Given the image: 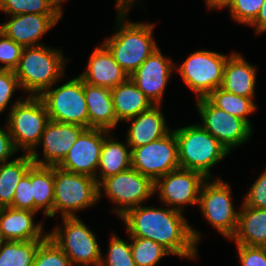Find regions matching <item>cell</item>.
Here are the masks:
<instances>
[{"label": "cell", "instance_id": "cell-23", "mask_svg": "<svg viewBox=\"0 0 266 266\" xmlns=\"http://www.w3.org/2000/svg\"><path fill=\"white\" fill-rule=\"evenodd\" d=\"M255 68L239 53L230 54L224 67L221 88L227 92L253 99L256 83Z\"/></svg>", "mask_w": 266, "mask_h": 266}, {"label": "cell", "instance_id": "cell-3", "mask_svg": "<svg viewBox=\"0 0 266 266\" xmlns=\"http://www.w3.org/2000/svg\"><path fill=\"white\" fill-rule=\"evenodd\" d=\"M65 59L62 52L45 45L24 47L14 70L22 90L40 96L63 78Z\"/></svg>", "mask_w": 266, "mask_h": 266}, {"label": "cell", "instance_id": "cell-11", "mask_svg": "<svg viewBox=\"0 0 266 266\" xmlns=\"http://www.w3.org/2000/svg\"><path fill=\"white\" fill-rule=\"evenodd\" d=\"M101 188L104 189L106 196L118 205L113 211L119 217L155 194L154 182L132 167L101 181L99 197L102 196Z\"/></svg>", "mask_w": 266, "mask_h": 266}, {"label": "cell", "instance_id": "cell-29", "mask_svg": "<svg viewBox=\"0 0 266 266\" xmlns=\"http://www.w3.org/2000/svg\"><path fill=\"white\" fill-rule=\"evenodd\" d=\"M206 98L217 108L243 119L252 128L247 115L256 109L253 99L227 92L221 87L212 91Z\"/></svg>", "mask_w": 266, "mask_h": 266}, {"label": "cell", "instance_id": "cell-17", "mask_svg": "<svg viewBox=\"0 0 266 266\" xmlns=\"http://www.w3.org/2000/svg\"><path fill=\"white\" fill-rule=\"evenodd\" d=\"M173 61L162 55L159 48L130 75L135 85L154 105H162L169 77L174 71Z\"/></svg>", "mask_w": 266, "mask_h": 266}, {"label": "cell", "instance_id": "cell-26", "mask_svg": "<svg viewBox=\"0 0 266 266\" xmlns=\"http://www.w3.org/2000/svg\"><path fill=\"white\" fill-rule=\"evenodd\" d=\"M109 134L110 132L105 135L101 150L100 162L98 166L100 173H98L95 178L98 184L101 183V179L103 181L109 176L116 175L132 167L131 150H129L130 146L128 144L124 145V143L122 144L121 142L113 140V137H111Z\"/></svg>", "mask_w": 266, "mask_h": 266}, {"label": "cell", "instance_id": "cell-18", "mask_svg": "<svg viewBox=\"0 0 266 266\" xmlns=\"http://www.w3.org/2000/svg\"><path fill=\"white\" fill-rule=\"evenodd\" d=\"M62 14H20L12 15L11 20L0 24V31L23 47L43 45L41 36L54 27Z\"/></svg>", "mask_w": 266, "mask_h": 266}, {"label": "cell", "instance_id": "cell-19", "mask_svg": "<svg viewBox=\"0 0 266 266\" xmlns=\"http://www.w3.org/2000/svg\"><path fill=\"white\" fill-rule=\"evenodd\" d=\"M79 77L88 84L110 90L129 78L103 44L95 48L85 72Z\"/></svg>", "mask_w": 266, "mask_h": 266}, {"label": "cell", "instance_id": "cell-45", "mask_svg": "<svg viewBox=\"0 0 266 266\" xmlns=\"http://www.w3.org/2000/svg\"><path fill=\"white\" fill-rule=\"evenodd\" d=\"M4 242H5V240L2 237V234L0 233V248L2 247V245H3Z\"/></svg>", "mask_w": 266, "mask_h": 266}, {"label": "cell", "instance_id": "cell-13", "mask_svg": "<svg viewBox=\"0 0 266 266\" xmlns=\"http://www.w3.org/2000/svg\"><path fill=\"white\" fill-rule=\"evenodd\" d=\"M201 126L217 139L229 152L248 141L252 128L238 117L214 106L206 97L197 99Z\"/></svg>", "mask_w": 266, "mask_h": 266}, {"label": "cell", "instance_id": "cell-20", "mask_svg": "<svg viewBox=\"0 0 266 266\" xmlns=\"http://www.w3.org/2000/svg\"><path fill=\"white\" fill-rule=\"evenodd\" d=\"M35 214L36 212L12 207L0 208V233L4 240H45L48 234H42L44 231L42 223L34 224Z\"/></svg>", "mask_w": 266, "mask_h": 266}, {"label": "cell", "instance_id": "cell-43", "mask_svg": "<svg viewBox=\"0 0 266 266\" xmlns=\"http://www.w3.org/2000/svg\"><path fill=\"white\" fill-rule=\"evenodd\" d=\"M136 0H116L117 12L127 13L133 6Z\"/></svg>", "mask_w": 266, "mask_h": 266}, {"label": "cell", "instance_id": "cell-1", "mask_svg": "<svg viewBox=\"0 0 266 266\" xmlns=\"http://www.w3.org/2000/svg\"><path fill=\"white\" fill-rule=\"evenodd\" d=\"M120 218L130 237L153 240L181 258L197 257L201 233L189 226L181 211L139 205Z\"/></svg>", "mask_w": 266, "mask_h": 266}, {"label": "cell", "instance_id": "cell-16", "mask_svg": "<svg viewBox=\"0 0 266 266\" xmlns=\"http://www.w3.org/2000/svg\"><path fill=\"white\" fill-rule=\"evenodd\" d=\"M85 129L83 126L50 120L38 144H43L45 158L40 160L37 151H32V161L40 166H57Z\"/></svg>", "mask_w": 266, "mask_h": 266}, {"label": "cell", "instance_id": "cell-5", "mask_svg": "<svg viewBox=\"0 0 266 266\" xmlns=\"http://www.w3.org/2000/svg\"><path fill=\"white\" fill-rule=\"evenodd\" d=\"M7 120L15 149L27 154L36 150L47 123L50 121L46 107L39 96L17 99L11 105Z\"/></svg>", "mask_w": 266, "mask_h": 266}, {"label": "cell", "instance_id": "cell-39", "mask_svg": "<svg viewBox=\"0 0 266 266\" xmlns=\"http://www.w3.org/2000/svg\"><path fill=\"white\" fill-rule=\"evenodd\" d=\"M236 245L242 266H266V247Z\"/></svg>", "mask_w": 266, "mask_h": 266}, {"label": "cell", "instance_id": "cell-21", "mask_svg": "<svg viewBox=\"0 0 266 266\" xmlns=\"http://www.w3.org/2000/svg\"><path fill=\"white\" fill-rule=\"evenodd\" d=\"M126 121H132L127 130L126 142L130 150L156 141L170 132L160 105H154L151 109Z\"/></svg>", "mask_w": 266, "mask_h": 266}, {"label": "cell", "instance_id": "cell-15", "mask_svg": "<svg viewBox=\"0 0 266 266\" xmlns=\"http://www.w3.org/2000/svg\"><path fill=\"white\" fill-rule=\"evenodd\" d=\"M110 132L98 128H86L57 165L59 168L96 178L104 137Z\"/></svg>", "mask_w": 266, "mask_h": 266}, {"label": "cell", "instance_id": "cell-9", "mask_svg": "<svg viewBox=\"0 0 266 266\" xmlns=\"http://www.w3.org/2000/svg\"><path fill=\"white\" fill-rule=\"evenodd\" d=\"M227 59L228 56L214 51L199 50L191 53L176 69L197 98H202L221 87Z\"/></svg>", "mask_w": 266, "mask_h": 266}, {"label": "cell", "instance_id": "cell-4", "mask_svg": "<svg viewBox=\"0 0 266 266\" xmlns=\"http://www.w3.org/2000/svg\"><path fill=\"white\" fill-rule=\"evenodd\" d=\"M178 142L180 168L202 173L211 179L210 169L229 151L201 125L193 124L174 130Z\"/></svg>", "mask_w": 266, "mask_h": 266}, {"label": "cell", "instance_id": "cell-40", "mask_svg": "<svg viewBox=\"0 0 266 266\" xmlns=\"http://www.w3.org/2000/svg\"><path fill=\"white\" fill-rule=\"evenodd\" d=\"M243 203L253 208H266V169L252 184Z\"/></svg>", "mask_w": 266, "mask_h": 266}, {"label": "cell", "instance_id": "cell-7", "mask_svg": "<svg viewBox=\"0 0 266 266\" xmlns=\"http://www.w3.org/2000/svg\"><path fill=\"white\" fill-rule=\"evenodd\" d=\"M63 227H56L48 236L76 266H99L102 258L96 235L76 216L63 217Z\"/></svg>", "mask_w": 266, "mask_h": 266}, {"label": "cell", "instance_id": "cell-30", "mask_svg": "<svg viewBox=\"0 0 266 266\" xmlns=\"http://www.w3.org/2000/svg\"><path fill=\"white\" fill-rule=\"evenodd\" d=\"M43 241H5L0 248V266H33L36 251Z\"/></svg>", "mask_w": 266, "mask_h": 266}, {"label": "cell", "instance_id": "cell-24", "mask_svg": "<svg viewBox=\"0 0 266 266\" xmlns=\"http://www.w3.org/2000/svg\"><path fill=\"white\" fill-rule=\"evenodd\" d=\"M111 96L117 120L120 122L136 117L154 106L130 77L111 89Z\"/></svg>", "mask_w": 266, "mask_h": 266}, {"label": "cell", "instance_id": "cell-25", "mask_svg": "<svg viewBox=\"0 0 266 266\" xmlns=\"http://www.w3.org/2000/svg\"><path fill=\"white\" fill-rule=\"evenodd\" d=\"M234 236L236 244L266 247V208L241 205Z\"/></svg>", "mask_w": 266, "mask_h": 266}, {"label": "cell", "instance_id": "cell-8", "mask_svg": "<svg viewBox=\"0 0 266 266\" xmlns=\"http://www.w3.org/2000/svg\"><path fill=\"white\" fill-rule=\"evenodd\" d=\"M49 88L39 97L49 119L89 128V117L84 95V81L78 76L58 88Z\"/></svg>", "mask_w": 266, "mask_h": 266}, {"label": "cell", "instance_id": "cell-12", "mask_svg": "<svg viewBox=\"0 0 266 266\" xmlns=\"http://www.w3.org/2000/svg\"><path fill=\"white\" fill-rule=\"evenodd\" d=\"M131 166L154 183L179 169L178 142L174 130L156 141L131 149Z\"/></svg>", "mask_w": 266, "mask_h": 266}, {"label": "cell", "instance_id": "cell-6", "mask_svg": "<svg viewBox=\"0 0 266 266\" xmlns=\"http://www.w3.org/2000/svg\"><path fill=\"white\" fill-rule=\"evenodd\" d=\"M99 199V184L95 178L54 166L53 217L58 211L62 218L76 217V211L95 205Z\"/></svg>", "mask_w": 266, "mask_h": 266}, {"label": "cell", "instance_id": "cell-33", "mask_svg": "<svg viewBox=\"0 0 266 266\" xmlns=\"http://www.w3.org/2000/svg\"><path fill=\"white\" fill-rule=\"evenodd\" d=\"M33 266H73L67 255L48 236L35 254Z\"/></svg>", "mask_w": 266, "mask_h": 266}, {"label": "cell", "instance_id": "cell-41", "mask_svg": "<svg viewBox=\"0 0 266 266\" xmlns=\"http://www.w3.org/2000/svg\"><path fill=\"white\" fill-rule=\"evenodd\" d=\"M6 129L3 130L0 127V164L8 162L9 157L17 152L9 133L8 125Z\"/></svg>", "mask_w": 266, "mask_h": 266}, {"label": "cell", "instance_id": "cell-31", "mask_svg": "<svg viewBox=\"0 0 266 266\" xmlns=\"http://www.w3.org/2000/svg\"><path fill=\"white\" fill-rule=\"evenodd\" d=\"M65 0H1L0 10L12 15L62 14L61 3Z\"/></svg>", "mask_w": 266, "mask_h": 266}, {"label": "cell", "instance_id": "cell-32", "mask_svg": "<svg viewBox=\"0 0 266 266\" xmlns=\"http://www.w3.org/2000/svg\"><path fill=\"white\" fill-rule=\"evenodd\" d=\"M131 253L136 266H156L165 255L172 254L164 246L153 240L129 237Z\"/></svg>", "mask_w": 266, "mask_h": 266}, {"label": "cell", "instance_id": "cell-27", "mask_svg": "<svg viewBox=\"0 0 266 266\" xmlns=\"http://www.w3.org/2000/svg\"><path fill=\"white\" fill-rule=\"evenodd\" d=\"M31 186L34 212L44 209V215L53 217L54 166H31Z\"/></svg>", "mask_w": 266, "mask_h": 266}, {"label": "cell", "instance_id": "cell-34", "mask_svg": "<svg viewBox=\"0 0 266 266\" xmlns=\"http://www.w3.org/2000/svg\"><path fill=\"white\" fill-rule=\"evenodd\" d=\"M106 260L102 257L99 266H136L131 253V244L112 235Z\"/></svg>", "mask_w": 266, "mask_h": 266}, {"label": "cell", "instance_id": "cell-42", "mask_svg": "<svg viewBox=\"0 0 266 266\" xmlns=\"http://www.w3.org/2000/svg\"><path fill=\"white\" fill-rule=\"evenodd\" d=\"M249 26L256 27V34L266 32V0H264L256 19Z\"/></svg>", "mask_w": 266, "mask_h": 266}, {"label": "cell", "instance_id": "cell-35", "mask_svg": "<svg viewBox=\"0 0 266 266\" xmlns=\"http://www.w3.org/2000/svg\"><path fill=\"white\" fill-rule=\"evenodd\" d=\"M264 0H232L229 7L233 20L250 25L257 17Z\"/></svg>", "mask_w": 266, "mask_h": 266}, {"label": "cell", "instance_id": "cell-37", "mask_svg": "<svg viewBox=\"0 0 266 266\" xmlns=\"http://www.w3.org/2000/svg\"><path fill=\"white\" fill-rule=\"evenodd\" d=\"M10 207L34 212V198L32 196L31 186V167L18 183L12 205Z\"/></svg>", "mask_w": 266, "mask_h": 266}, {"label": "cell", "instance_id": "cell-44", "mask_svg": "<svg viewBox=\"0 0 266 266\" xmlns=\"http://www.w3.org/2000/svg\"><path fill=\"white\" fill-rule=\"evenodd\" d=\"M205 2L207 4V7L210 9H221L227 7L232 2V0H205Z\"/></svg>", "mask_w": 266, "mask_h": 266}, {"label": "cell", "instance_id": "cell-22", "mask_svg": "<svg viewBox=\"0 0 266 266\" xmlns=\"http://www.w3.org/2000/svg\"><path fill=\"white\" fill-rule=\"evenodd\" d=\"M84 95L89 117V128L111 131L119 123L108 88L84 82Z\"/></svg>", "mask_w": 266, "mask_h": 266}, {"label": "cell", "instance_id": "cell-14", "mask_svg": "<svg viewBox=\"0 0 266 266\" xmlns=\"http://www.w3.org/2000/svg\"><path fill=\"white\" fill-rule=\"evenodd\" d=\"M206 180L200 172L179 168L159 178L154 183V190H158L159 198L165 205L182 212L187 204H198L200 190Z\"/></svg>", "mask_w": 266, "mask_h": 266}, {"label": "cell", "instance_id": "cell-38", "mask_svg": "<svg viewBox=\"0 0 266 266\" xmlns=\"http://www.w3.org/2000/svg\"><path fill=\"white\" fill-rule=\"evenodd\" d=\"M16 88L21 87L15 71L0 69V113L6 109Z\"/></svg>", "mask_w": 266, "mask_h": 266}, {"label": "cell", "instance_id": "cell-10", "mask_svg": "<svg viewBox=\"0 0 266 266\" xmlns=\"http://www.w3.org/2000/svg\"><path fill=\"white\" fill-rule=\"evenodd\" d=\"M210 181L209 178L203 183L198 205L206 220L231 240L237 229L239 212L234 210L230 185L220 178Z\"/></svg>", "mask_w": 266, "mask_h": 266}, {"label": "cell", "instance_id": "cell-28", "mask_svg": "<svg viewBox=\"0 0 266 266\" xmlns=\"http://www.w3.org/2000/svg\"><path fill=\"white\" fill-rule=\"evenodd\" d=\"M33 164L27 153L0 164V208L12 205L18 183Z\"/></svg>", "mask_w": 266, "mask_h": 266}, {"label": "cell", "instance_id": "cell-36", "mask_svg": "<svg viewBox=\"0 0 266 266\" xmlns=\"http://www.w3.org/2000/svg\"><path fill=\"white\" fill-rule=\"evenodd\" d=\"M23 48L0 31V62L4 64L0 69L14 71L19 65Z\"/></svg>", "mask_w": 266, "mask_h": 266}, {"label": "cell", "instance_id": "cell-2", "mask_svg": "<svg viewBox=\"0 0 266 266\" xmlns=\"http://www.w3.org/2000/svg\"><path fill=\"white\" fill-rule=\"evenodd\" d=\"M117 31L102 44L115 61L130 75L158 48L153 24L125 20L127 13L117 12Z\"/></svg>", "mask_w": 266, "mask_h": 266}]
</instances>
